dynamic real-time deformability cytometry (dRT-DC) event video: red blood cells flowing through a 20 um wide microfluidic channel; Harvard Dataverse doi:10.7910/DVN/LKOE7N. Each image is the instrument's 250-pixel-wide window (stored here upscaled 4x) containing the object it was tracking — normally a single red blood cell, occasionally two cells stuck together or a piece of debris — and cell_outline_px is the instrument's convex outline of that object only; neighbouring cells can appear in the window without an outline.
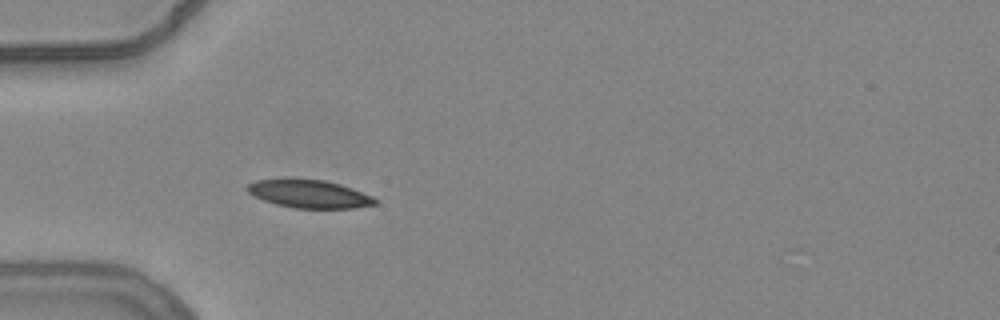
{"species": "common noctule bat (a hibernating species)", "species_latin": "Nyctalus noctula", "temperature_condition": "warm", "stored_images_in_passage": 38, "camera_frame_rate_fps": 3000, "um_per_image_px": 0.085, "animal": {"sex": "female", "body_mass_g": 24.6, "forearm_length_mm": 56.2}, "frame": {"image": 1, "passage_image": 1, "time_ms": 0.0, "image_size_px": [1000, 320], "cell_outline_px": [[380, 200], [376, 204], [352, 208], [292, 208], [276, 204], [252, 196], [244, 188], [248, 184], [256, 180], [288, 176], [324, 180], [340, 184], [352, 188], [372, 196]], "centroid_in_image_um": [26.22, 16.44], "position_along_channel_um": 58.8, "area_um2": 21.62}}
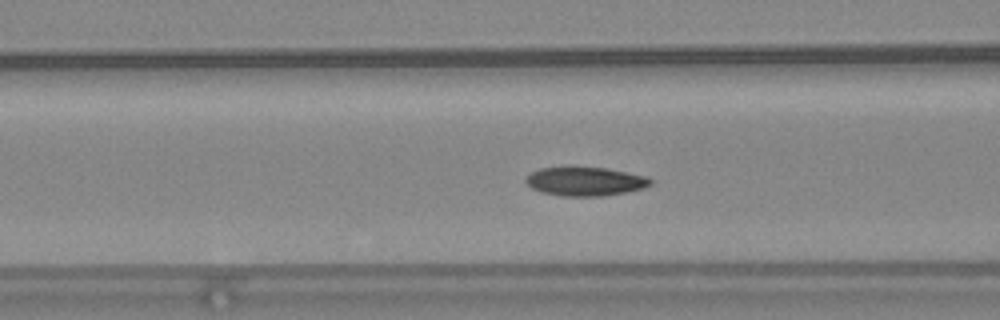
{"frame": {"image": 2, "passage_image": 6, "time_ms": 1.667, "image_size_px": [1000, 320], "cell_outline_px": [[652, 184], [644, 188], [604, 196], [564, 196], [544, 192], [532, 188], [524, 180], [532, 172], [540, 168], [572, 164], [608, 168], [648, 176], [652, 180]], "centroid_in_image_um": [49.76, 15.37], "position_along_channel_um": 116.8, "area_um2": 21.62}}
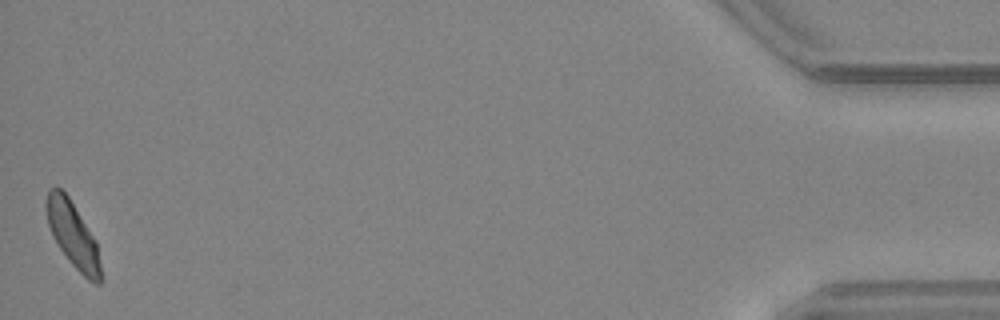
{"frame": {"image": 3, "passage_image": 38, "time_ms": 12.333, "image_size_px": [1000, 320], "cell_outline_px": [[100, 284], [96, 284], [88, 280], [68, 260], [52, 236], [48, 224], [44, 204], [48, 192], [56, 184], [68, 196], [96, 240], [100, 264]], "centroid_in_image_um": [6.16, 19.92], "position_along_channel_um": 429.0, "area_um2": 20.58}, "authors_computed_cell_mechanics": {"area_um2": 21.0681, "velocity_mm_per_s": 3.7998, "shape_relaxation_time_tau1_ms": 3.7218, "shape_relaxation_time_tau2_ms": 1.8473, "deformation_change_tau1": 0.1222, "deformation_change_tau2": 0.0567}}